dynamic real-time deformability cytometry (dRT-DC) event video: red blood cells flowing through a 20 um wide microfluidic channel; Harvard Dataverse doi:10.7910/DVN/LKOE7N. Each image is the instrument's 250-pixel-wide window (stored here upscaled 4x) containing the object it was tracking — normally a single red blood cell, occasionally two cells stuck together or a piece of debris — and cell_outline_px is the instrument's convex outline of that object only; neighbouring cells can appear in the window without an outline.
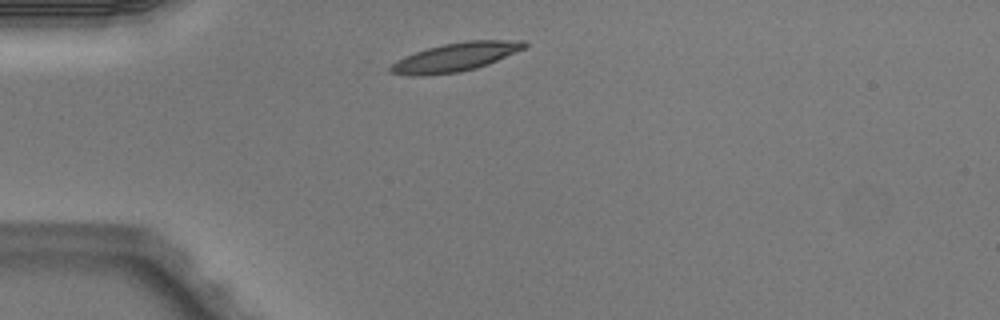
{"species": "Egyptian fruit bat (a non-hibernating species)", "species_latin": "Rousettus aegyptiacus", "temperature_condition": "warm", "stored_images_in_passage": 1, "camera_frame_rate_fps": 3000, "um_per_image_px": 0.085, "animal": {"sex": "male"}, "frame": {"image": 1, "passage_image": 1, "time_ms": 0.0, "image_size_px": [1000, 320], "cell_outline_px": [[528, 44], [524, 48], [488, 64], [476, 68], [460, 72], [424, 76], [412, 76], [388, 72], [388, 68], [396, 60], [404, 56], [428, 48], [444, 44], [468, 40], [524, 40]], "centroid_in_image_um": [38.68, 4.86], "position_along_channel_um": 46.3, "area_um2": 22.31}}